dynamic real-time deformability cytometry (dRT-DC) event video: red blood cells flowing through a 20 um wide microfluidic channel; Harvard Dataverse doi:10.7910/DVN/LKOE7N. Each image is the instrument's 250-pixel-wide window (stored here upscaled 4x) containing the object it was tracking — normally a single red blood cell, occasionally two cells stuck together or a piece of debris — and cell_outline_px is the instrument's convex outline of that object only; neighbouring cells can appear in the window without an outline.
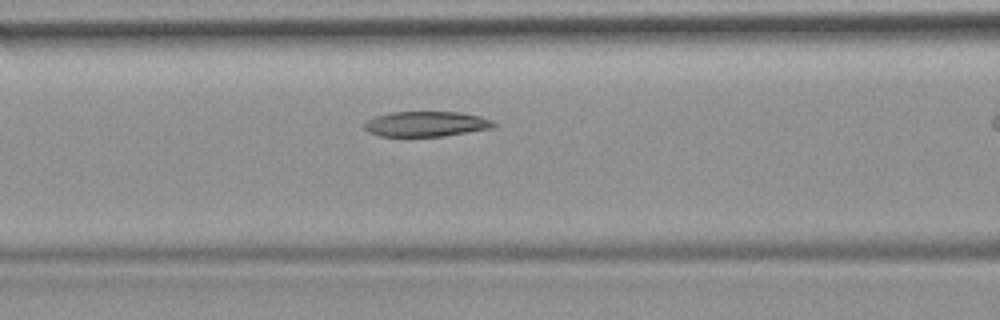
{"species": "common noctule bat (a hibernating species)", "species_latin": "Nyctalus noctula", "temperature_condition": "room temperature", "stored_images_in_passage": 19, "camera_frame_rate_fps": 3000, "um_per_image_px": 0.085, "animal": {"sex": "female", "body_mass_g": 19.9}, "frame": {"image": 1, "passage_image": 11, "time_ms": 3.333, "image_size_px": [1000, 320], "cell_outline_px": [[496, 124], [492, 128], [444, 136], [380, 136], [368, 132], [360, 124], [376, 116], [392, 112], [460, 112], [480, 116], [492, 120]], "centroid_in_image_um": [36.2, 10.54], "position_along_channel_um": 130.4, "area_um2": 19.02}}
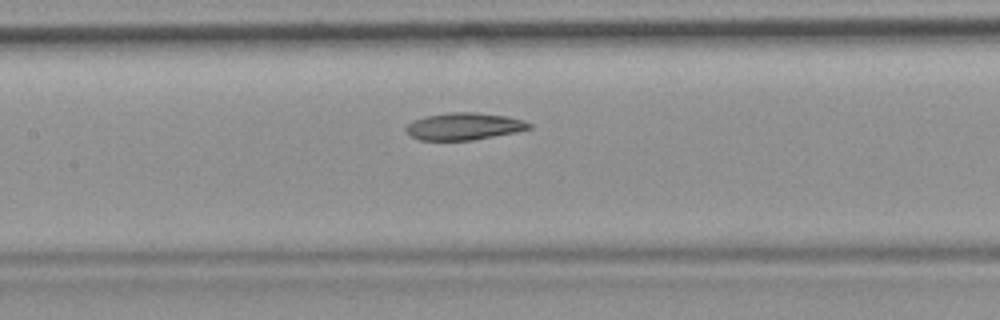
{"frame": {"image": 2, "passage_image": 14, "time_ms": 4.333, "image_size_px": [1000, 320], "cell_outline_px": [[532, 128], [516, 132], [472, 140], [420, 140], [412, 136], [404, 128], [412, 120], [428, 116], [448, 112], [476, 112], [508, 116], [524, 120], [532, 124]], "centroid_in_image_um": [39.47, 10.73], "position_along_channel_um": 167.9, "area_um2": 19.48}}